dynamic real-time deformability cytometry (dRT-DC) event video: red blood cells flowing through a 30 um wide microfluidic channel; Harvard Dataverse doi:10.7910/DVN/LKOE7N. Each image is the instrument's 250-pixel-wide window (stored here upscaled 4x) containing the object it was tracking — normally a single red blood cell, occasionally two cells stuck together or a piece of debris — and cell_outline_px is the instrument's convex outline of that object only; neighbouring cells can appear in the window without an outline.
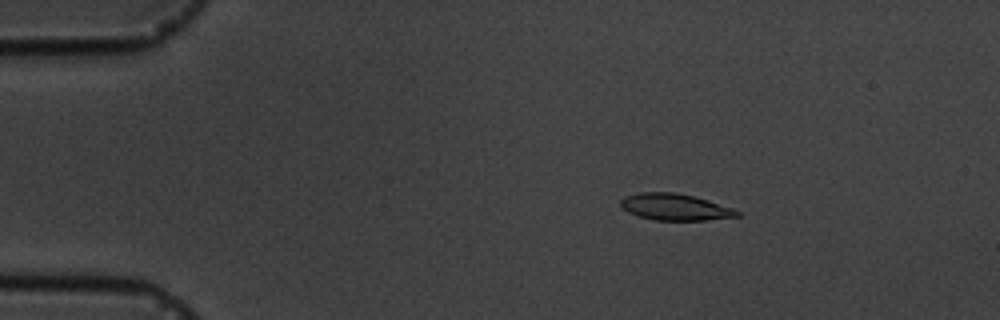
{"species": "common noctule bat (a hibernating species)", "species_latin": "Nyctalus noctula", "temperature_condition": "cold", "stored_images_in_passage": 9, "camera_frame_rate_fps": 3000, "um_per_image_px": 0.085, "animal": {"sex": "male", "body_mass_g": 19.5, "forearm_length_mm": 54.6}, "frame": {"image": 1, "passage_image": 3, "time_ms": 2.667, "image_size_px": [1000, 320], "cell_outline_px": [[744, 212], [740, 216], [704, 220], [656, 220], [640, 216], [628, 212], [620, 208], [620, 200], [624, 196], [640, 192], [676, 192], [708, 200]], "centroid_in_image_um": [57.37, 17.59], "position_along_channel_um": 27.6, "area_um2": 18.09}}
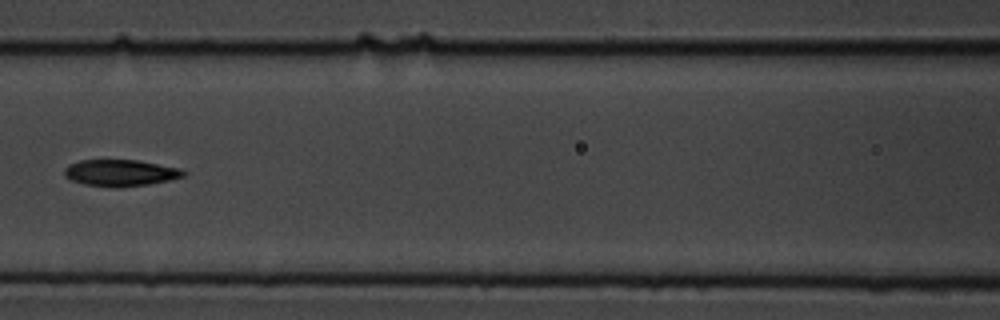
{"frame": {"image": 2, "passage_image": 7, "time_ms": 8.0, "image_size_px": [1000, 320], "cell_outline_px": [[188, 172], [184, 176], [168, 180], [148, 184], [120, 188], [116, 188], [84, 184], [72, 180], [64, 176], [64, 168], [68, 164], [80, 160], [136, 160], [180, 168]], "centroid_in_image_um": [10.22, 14.69], "position_along_channel_um": 156.4, "area_um2": 18.5}}
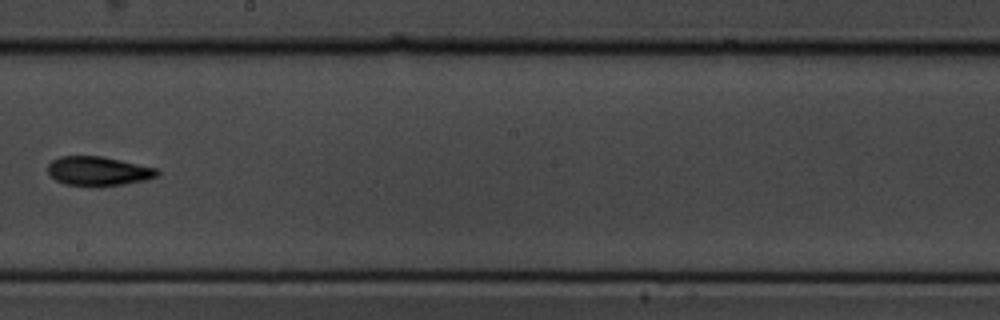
{"frame": {"image": 3, "passage_image": 9, "time_ms": 10.333, "image_size_px": [1000, 320], "cell_outline_px": [[160, 172], [156, 176], [144, 180], [124, 184], [100, 188], [92, 188], [64, 184], [56, 180], [48, 172], [48, 164], [52, 160], [60, 156], [100, 156], [120, 160], [156, 168]], "centroid_in_image_um": [8.32, 14.57], "position_along_channel_um": 239.9, "area_um2": 18.9}}